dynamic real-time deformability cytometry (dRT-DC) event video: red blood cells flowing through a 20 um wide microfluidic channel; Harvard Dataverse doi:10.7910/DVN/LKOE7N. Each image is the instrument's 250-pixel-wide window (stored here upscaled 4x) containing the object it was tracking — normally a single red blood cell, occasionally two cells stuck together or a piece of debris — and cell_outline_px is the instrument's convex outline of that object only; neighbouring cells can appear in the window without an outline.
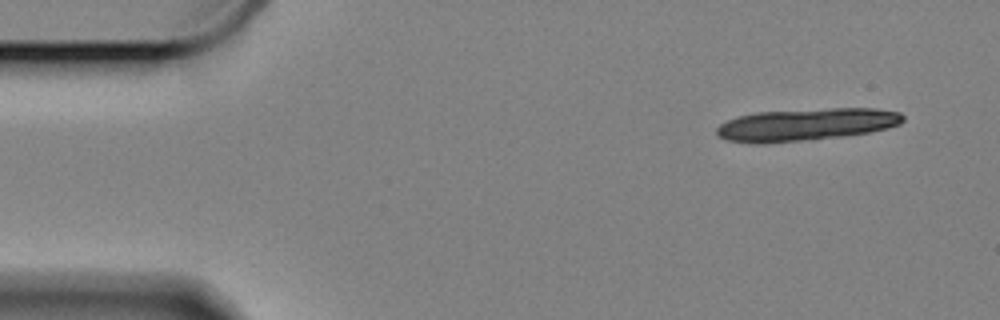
{"species": "Egyptian fruit bat (a non-hibernating species)", "species_latin": "Rousettus aegyptiacus", "temperature_condition": "cold", "stored_images_in_passage": 15, "camera_frame_rate_fps": 3000, "um_per_image_px": 0.085, "animal": {"sex": "female"}, "frame": {"image": 1, "passage_image": 1, "time_ms": 0.0, "image_size_px": [1000, 320], "cell_outline_px": [[904, 120], [900, 124], [888, 128], [868, 132], [844, 136], [760, 144], [728, 140], [720, 136], [716, 132], [716, 128], [720, 124], [736, 116], [756, 112], [828, 108], [876, 108], [900, 112], [904, 116]], "centroid_in_image_um": [68.54, 10.57], "position_along_channel_um": 16.5, "area_um2": 35.08}}